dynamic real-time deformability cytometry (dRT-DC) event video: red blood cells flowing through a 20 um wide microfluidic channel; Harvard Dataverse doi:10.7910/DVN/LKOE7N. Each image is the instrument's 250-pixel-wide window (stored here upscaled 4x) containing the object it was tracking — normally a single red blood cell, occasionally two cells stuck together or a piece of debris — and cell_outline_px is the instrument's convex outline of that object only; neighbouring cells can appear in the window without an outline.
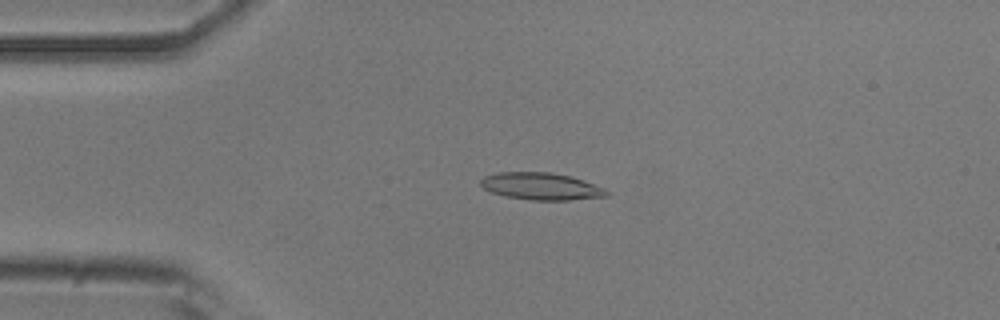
{"species": "common noctule bat (a hibernating species)", "species_latin": "Nyctalus noctula", "temperature_condition": "room temperature", "stored_images_in_passage": 42, "camera_frame_rate_fps": 3000, "um_per_image_px": 0.085, "animal": {"sex": "male", "body_mass_g": 20.5, "forearm_length_mm": 52.5}, "frame": {"image": 1, "passage_image": 2, "time_ms": 0.333, "image_size_px": [1000, 320], "cell_outline_px": [[608, 196], [568, 200], [528, 200], [504, 196], [492, 192], [484, 188], [480, 184], [480, 180], [484, 176], [496, 172], [552, 172], [568, 176], [604, 188], [608, 192]], "centroid_in_image_um": [45.93, 15.84], "position_along_channel_um": 39.1, "area_um2": 19.77}}
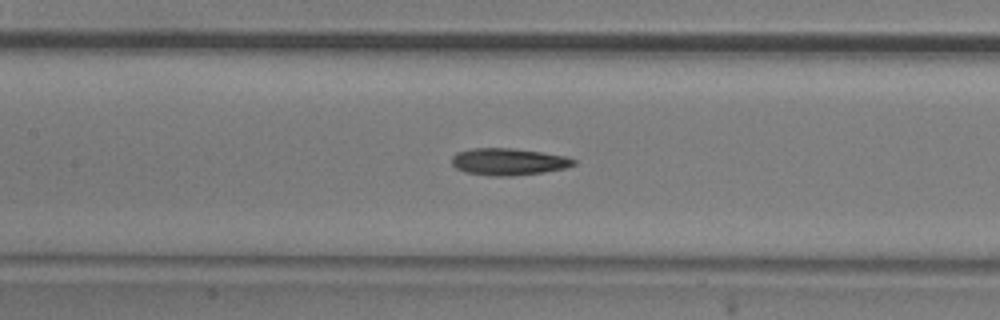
{"frame": {"image": 2, "passage_image": 14, "time_ms": 4.333, "image_size_px": [1000, 320], "cell_outline_px": [[576, 164], [564, 168], [544, 172], [512, 176], [492, 176], [464, 172], [456, 168], [452, 164], [452, 156], [456, 152], [472, 148], [512, 148], [568, 156], [576, 160]], "centroid_in_image_um": [43.21, 13.74], "position_along_channel_um": 164.2, "area_um2": 19.25}}
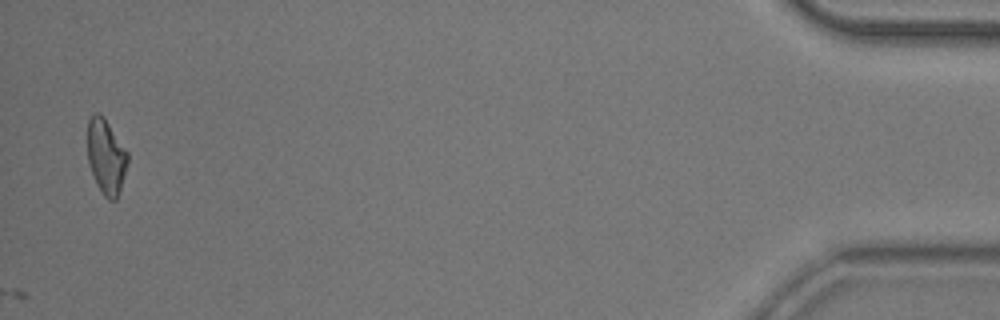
{"frame": {"image": 3, "passage_image": 42, "time_ms": 13.667, "image_size_px": [1000, 320], "cell_outline_px": [[128, 164], [120, 192], [116, 200], [108, 200], [104, 196], [96, 184], [88, 164], [88, 120], [92, 112], [96, 112], [104, 116], [128, 152]], "centroid_in_image_um": [9.02, 13.31], "position_along_channel_um": 426.2, "area_um2": 17.86}, "authors_computed_cell_mechanics": {"area_um2": 18.6116, "velocity_mm_per_s": 3.7683, "shape_relaxation_time_tau1_ms": 6.5128, "shape_relaxation_time_tau2_ms": 4.3088, "deformation_change_tau1": 0.1748, "deformation_change_tau2": 0.1195}}